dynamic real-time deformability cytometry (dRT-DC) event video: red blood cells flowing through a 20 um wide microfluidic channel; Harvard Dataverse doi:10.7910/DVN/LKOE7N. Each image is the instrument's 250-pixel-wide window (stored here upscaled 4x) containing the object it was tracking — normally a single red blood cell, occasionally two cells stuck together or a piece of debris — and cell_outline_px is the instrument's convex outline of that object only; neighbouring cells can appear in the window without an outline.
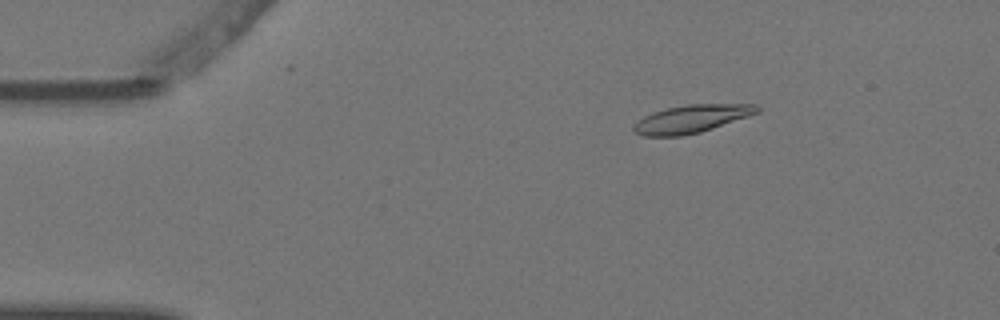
{"species": "Egyptian fruit bat (a non-hibernating species)", "species_latin": "Rousettus aegyptiacus", "temperature_condition": "warm", "stored_images_in_passage": 5, "camera_frame_rate_fps": 3000, "um_per_image_px": 0.085, "animal": {"sex": "female"}, "frame": {"image": 1, "passage_image": 3, "time_ms": 0.667, "image_size_px": [1000, 320], "cell_outline_px": [[760, 112], [700, 132], [680, 136], [644, 136], [636, 132], [632, 128], [632, 124], [644, 116], [668, 108], [688, 104], [760, 104]], "centroid_in_image_um": [58.79, 10.1], "position_along_channel_um": 26.2, "area_um2": 19.88}}